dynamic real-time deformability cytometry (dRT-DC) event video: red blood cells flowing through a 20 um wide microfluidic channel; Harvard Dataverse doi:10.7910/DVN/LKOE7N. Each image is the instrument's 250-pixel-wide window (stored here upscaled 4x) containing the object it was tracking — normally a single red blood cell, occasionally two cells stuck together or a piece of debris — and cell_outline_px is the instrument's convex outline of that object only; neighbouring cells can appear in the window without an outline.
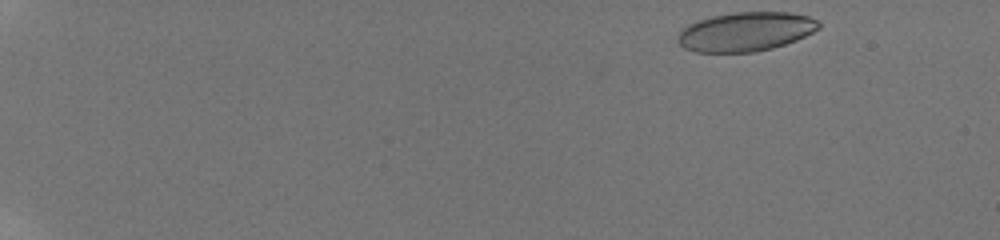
{"species": "human", "species_latin": "Homo sapiens", "temperature_condition": "room temperature", "stored_images_in_passage": 27, "camera_frame_rate_fps": 3000, "um_per_image_px": 0.085, "donor": {"sex": "male"}, "frame": {"image": 1, "passage_image": 1, "time_ms": 0.0, "image_size_px": [1000, 240], "cell_outline_px": [[820, 28], [796, 40], [772, 48], [756, 52], [696, 52], [684, 48], [676, 40], [676, 36], [688, 24], [712, 16], [732, 12], [788, 12], [808, 16], [816, 20], [820, 24]], "centroid_in_image_um": [63.36, 2.69], "position_along_channel_um": 21.6, "area_um2": 32.08}}
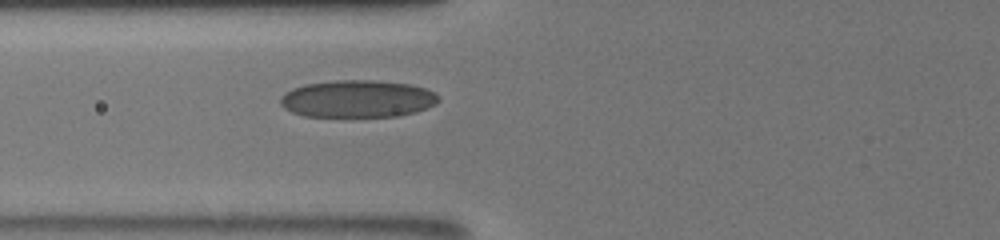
{"frame": {"image": 2, "passage_image": 24, "time_ms": 6.333, "image_size_px": [1000, 240], "cell_outline_px": [[440, 100], [436, 104], [428, 108], [416, 112], [400, 116], [304, 116], [292, 112], [284, 108], [280, 104], [280, 96], [284, 92], [292, 88], [304, 84], [336, 80], [372, 80], [412, 84], [424, 88], [440, 96]], "centroid_in_image_um": [30.39, 8.39], "position_along_channel_um": 95.4, "area_um2": 34.62}}
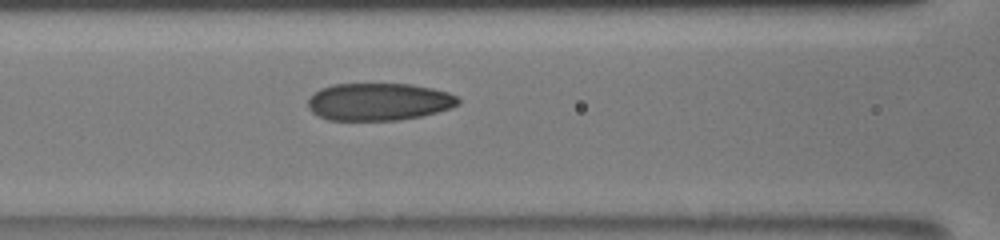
{"frame": {"image": 3, "passage_image": 27, "time_ms": 7.333, "image_size_px": [1000, 240], "cell_outline_px": [[460, 104], [452, 108], [420, 116], [400, 120], [328, 120], [312, 112], [308, 108], [308, 100], [320, 88], [332, 84], [412, 84], [432, 88], [448, 92], [456, 96], [460, 100]], "centroid_in_image_um": [32.21, 8.65], "position_along_channel_um": 134.4, "area_um2": 32.83}}